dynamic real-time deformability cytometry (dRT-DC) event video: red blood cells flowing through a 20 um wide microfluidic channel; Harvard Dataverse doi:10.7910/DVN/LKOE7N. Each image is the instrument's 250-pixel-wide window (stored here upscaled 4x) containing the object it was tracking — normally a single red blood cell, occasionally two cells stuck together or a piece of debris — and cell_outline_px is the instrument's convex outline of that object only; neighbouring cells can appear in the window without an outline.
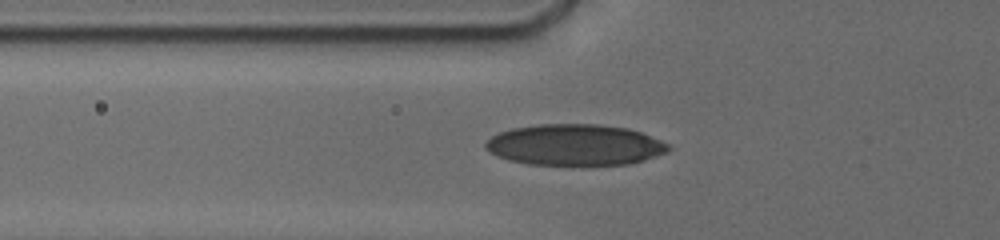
{"species": "human", "species_latin": "Homo sapiens", "temperature_condition": "cold", "stored_images_in_passage": 26, "camera_frame_rate_fps": 3000, "um_per_image_px": 0.085, "donor": {"sex": "male"}, "frame": {"image": 1, "passage_image": 17, "time_ms": 6.333, "image_size_px": [1000, 240], "cell_outline_px": [[672, 148], [668, 152], [644, 160], [628, 164], [588, 168], [580, 168], [528, 164], [508, 160], [496, 156], [484, 148], [484, 144], [492, 136], [500, 132], [512, 128], [536, 124], [600, 124], [628, 128], [640, 132], [660, 140], [668, 144]], "centroid_in_image_um": [48.87, 12.36], "position_along_channel_um": 76.9, "area_um2": 45.32}}
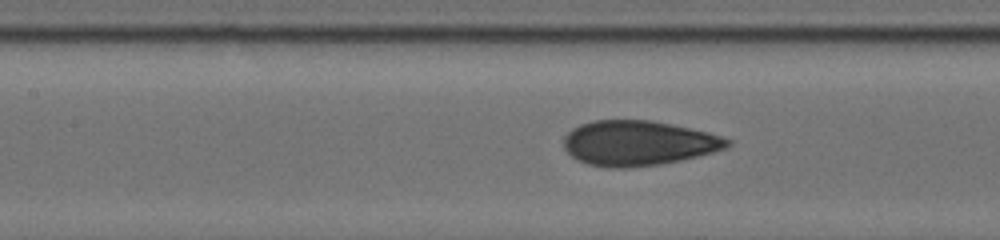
{"frame": {"image": 2, "passage_image": 23, "time_ms": 8.333, "image_size_px": [1000, 240], "cell_outline_px": [[732, 144], [724, 148], [712, 152], [680, 160], [660, 164], [624, 168], [608, 168], [588, 164], [576, 160], [564, 148], [564, 136], [572, 128], [580, 124], [592, 120], [652, 120], [672, 124], [708, 132], [732, 140]], "centroid_in_image_um": [54.22, 12.16], "position_along_channel_um": 153.2, "area_um2": 42.89}}
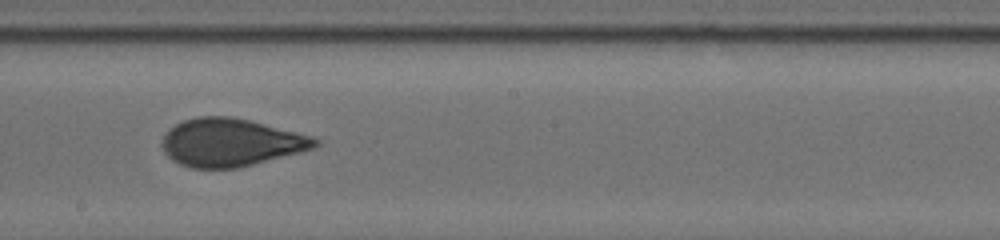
{"frame": {"image": 3, "passage_image": 25, "time_ms": 10.333, "image_size_px": [1000, 240], "cell_outline_px": [[320, 144], [312, 148], [300, 152], [236, 168], [192, 168], [180, 164], [172, 160], [164, 152], [160, 144], [168, 128], [184, 120], [196, 116], [228, 116], [248, 120], [296, 132], [320, 140]], "centroid_in_image_um": [19.55, 12.11], "position_along_channel_um": 228.7, "area_um2": 42.31}}